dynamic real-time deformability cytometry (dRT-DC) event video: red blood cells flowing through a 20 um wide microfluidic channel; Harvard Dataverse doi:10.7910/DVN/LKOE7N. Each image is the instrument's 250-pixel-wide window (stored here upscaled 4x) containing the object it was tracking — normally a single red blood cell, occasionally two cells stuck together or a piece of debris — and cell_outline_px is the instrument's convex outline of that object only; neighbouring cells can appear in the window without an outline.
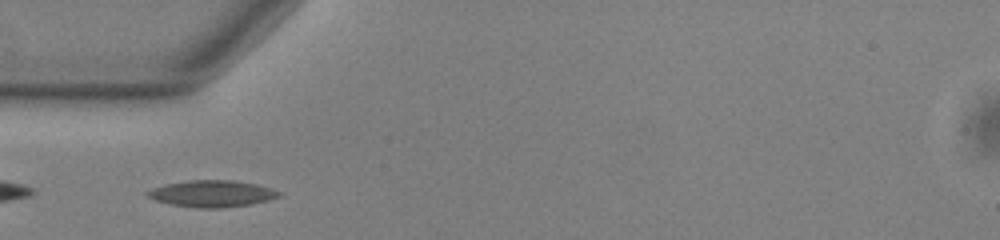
{"species": "common noctule bat (a hibernating species)", "species_latin": "Nyctalus noctula", "temperature_condition": "warm", "stored_images_in_passage": 39, "camera_frame_rate_fps": 3000, "um_per_image_px": 0.085, "animal": {"sex": "male", "body_mass_g": 13.0, "forearm_length_mm": 53.1}, "frame": {"image": 1, "passage_image": 2, "time_ms": 0.333, "image_size_px": [1000, 240], "cell_outline_px": [[280, 196], [268, 200], [252, 204], [220, 208], [196, 208], [172, 204], [156, 200], [148, 196], [144, 192], [152, 188], [164, 184], [188, 180], [232, 180], [256, 184], [272, 188], [280, 192]], "centroid_in_image_um": [18.01, 16.45], "position_along_channel_um": 67.0, "area_um2": 20.4}}
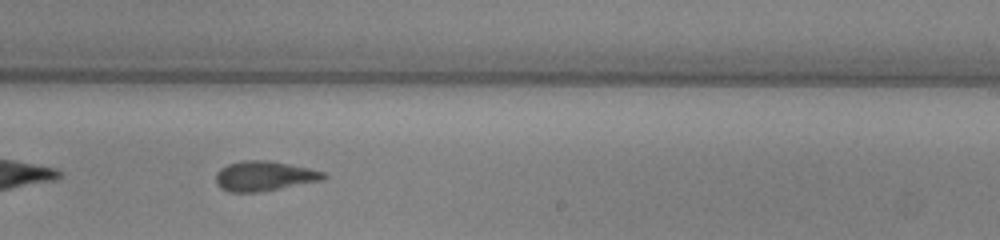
{"frame": {"image": 2, "passage_image": 18, "time_ms": 5.667, "image_size_px": [1000, 240], "cell_outline_px": [[328, 176], [324, 180], [260, 192], [228, 192], [220, 188], [216, 184], [216, 172], [220, 168], [228, 164], [244, 160], [268, 160], [308, 168], [324, 172]], "centroid_in_image_um": [22.44, 14.97], "position_along_channel_um": 266.6, "area_um2": 18.84}}
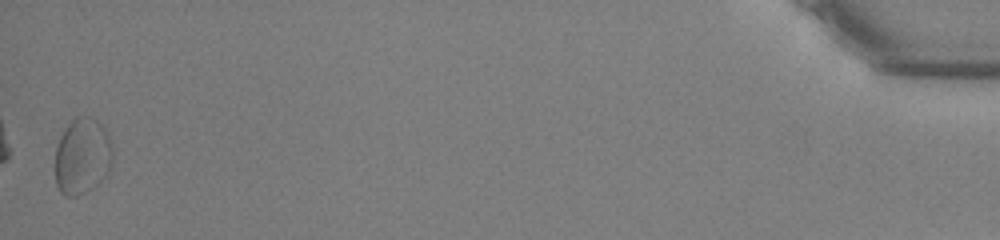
{"frame": {"image": 3, "passage_image": 39, "time_ms": 12.667, "image_size_px": [1000, 240], "cell_outline_px": [[112, 164], [108, 172], [92, 188], [76, 196], [64, 196], [60, 192], [56, 184], [56, 144], [64, 128], [72, 120], [80, 116], [88, 116], [96, 120], [104, 128], [112, 144]], "centroid_in_image_um": [6.98, 13.27], "position_along_channel_um": 428.2, "area_um2": 25.49}, "authors_computed_cell_mechanics": {"area_um2": 18.4382, "velocity_mm_per_s": 3.7433, "shape_relaxation_time_tau1_ms": 4.8601, "shape_relaxation_time_tau2_ms": 2.4954, "deformation_change_tau1": 0.1426, "deformation_change_tau2": 0.1027}}